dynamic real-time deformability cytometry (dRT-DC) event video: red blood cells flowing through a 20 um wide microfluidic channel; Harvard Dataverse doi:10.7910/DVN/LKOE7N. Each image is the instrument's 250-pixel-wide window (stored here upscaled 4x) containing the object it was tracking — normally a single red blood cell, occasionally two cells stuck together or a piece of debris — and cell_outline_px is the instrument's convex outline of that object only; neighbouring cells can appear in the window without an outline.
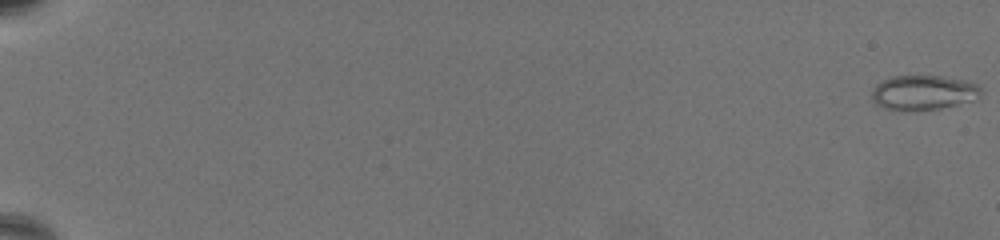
{"species": "common noctule bat (a hibernating species)", "species_latin": "Nyctalus noctula", "temperature_condition": "warm", "stored_images_in_passage": 69, "camera_frame_rate_fps": 3000, "um_per_image_px": 0.085, "animal": {"sex": "female", "body_mass_g": 19.5, "forearm_length_mm": 54.1}, "frame": {"image": 1, "passage_image": 1, "time_ms": 0.0, "image_size_px": [1000, 240], "cell_outline_px": [[980, 92], [972, 100], [940, 108], [900, 112], [884, 108], [876, 104], [872, 100], [872, 92], [876, 84], [892, 76], [940, 76], [964, 80], [980, 84]], "centroid_in_image_um": [78.43, 7.88], "position_along_channel_um": 6.6, "area_um2": 22.02}}
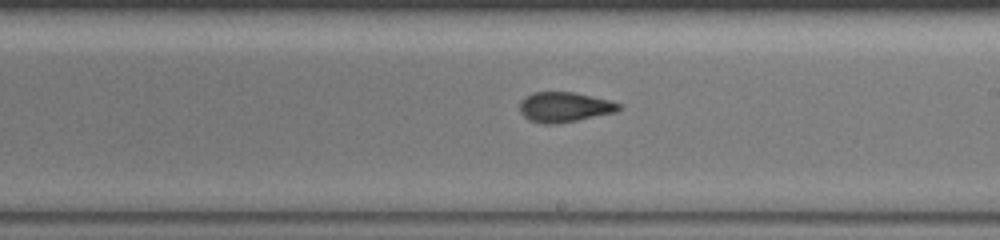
{"frame": {"image": 2, "passage_image": 44, "time_ms": 14.333, "image_size_px": [1000, 240], "cell_outline_px": [[624, 104], [616, 112], [556, 124], [544, 124], [528, 120], [520, 112], [520, 100], [532, 92], [572, 92], [608, 100]], "centroid_in_image_um": [47.95, 9.1], "position_along_channel_um": 241.0, "area_um2": 17.28}}
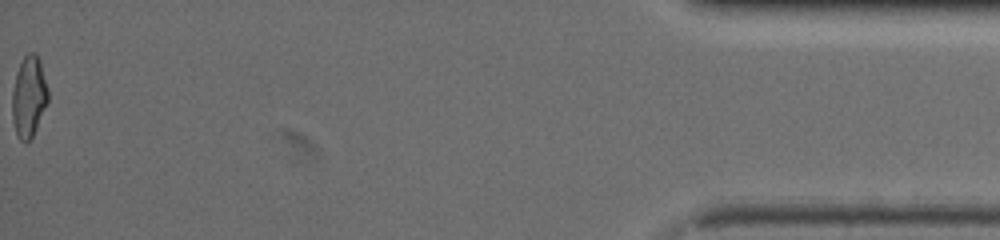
{"frame": {"image": 3, "passage_image": 69, "time_ms": 22.667, "image_size_px": [1000, 240], "cell_outline_px": [[48, 100], [36, 128], [32, 136], [24, 144], [16, 136], [12, 120], [12, 92], [16, 72], [24, 56], [28, 52], [36, 52], [40, 60], [48, 88]], "centroid_in_image_um": [2.44, 8.2], "position_along_channel_um": 432.8, "area_um2": 17.05}, "authors_computed_cell_mechanics": {"area_um2": 18.0336, "velocity_mm_per_s": 3.2775, "shape_relaxation_time_tau1_ms": null, "shape_relaxation_time_tau2_ms": 1.7028, "deformation_change_tau1": null, "deformation_change_tau2": 0.0822}}